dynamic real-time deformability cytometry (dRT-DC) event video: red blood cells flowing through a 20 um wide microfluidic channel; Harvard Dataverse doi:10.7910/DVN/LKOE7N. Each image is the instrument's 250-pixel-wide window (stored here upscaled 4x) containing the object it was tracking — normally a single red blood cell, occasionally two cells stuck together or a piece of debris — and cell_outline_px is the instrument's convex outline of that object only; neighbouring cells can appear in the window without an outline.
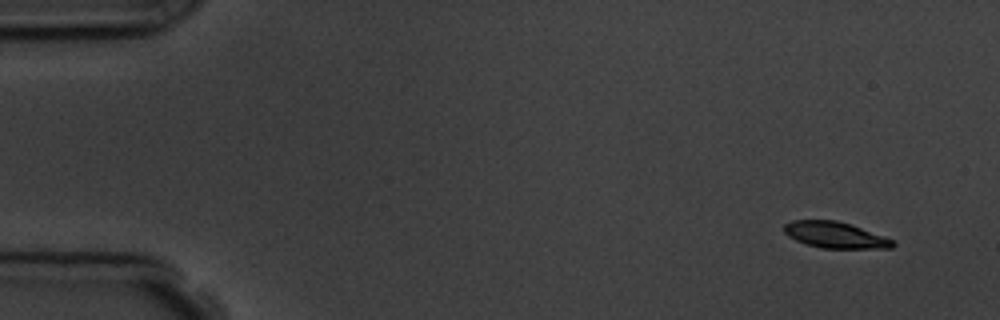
{"species": "common noctule bat (a hibernating species)", "species_latin": "Nyctalus noctula", "temperature_condition": "room temperature", "stored_images_in_passage": 5, "camera_frame_rate_fps": 3000, "um_per_image_px": 0.085, "animal": {"sex": "male", "body_mass_g": 19.5, "forearm_length_mm": 54.6}, "frame": {"image": 1, "passage_image": 1, "time_ms": 0.0, "image_size_px": [1000, 320], "cell_outline_px": [[896, 244], [892, 248], [820, 248], [796, 240], [788, 236], [784, 232], [784, 224], [792, 220], [836, 220], [852, 224], [884, 236], [892, 240]], "centroid_in_image_um": [70.99, 19.96], "position_along_channel_um": 14.0, "area_um2": 16.59}}
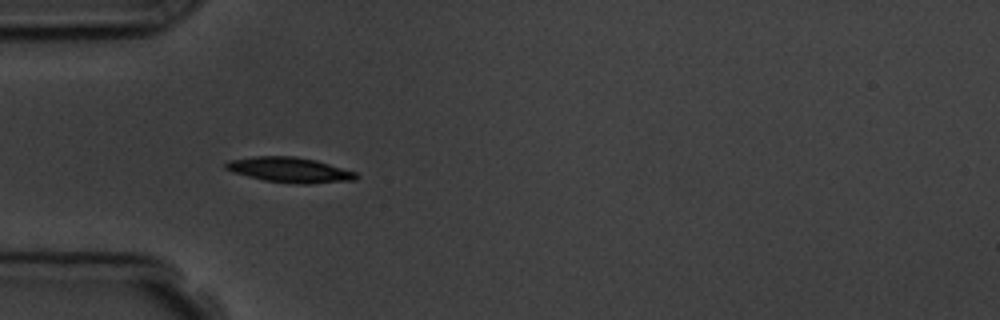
{"frame": {"image": 2, "passage_image": 4, "time_ms": 4.333, "image_size_px": [1000, 320], "cell_outline_px": [[360, 176], [356, 180], [308, 184], [300, 184], [264, 180], [232, 172], [224, 168], [224, 164], [228, 160], [252, 156], [296, 156], [316, 160], [356, 172]], "centroid_in_image_um": [24.62, 14.43], "position_along_channel_um": 60.4, "area_um2": 19.25}}